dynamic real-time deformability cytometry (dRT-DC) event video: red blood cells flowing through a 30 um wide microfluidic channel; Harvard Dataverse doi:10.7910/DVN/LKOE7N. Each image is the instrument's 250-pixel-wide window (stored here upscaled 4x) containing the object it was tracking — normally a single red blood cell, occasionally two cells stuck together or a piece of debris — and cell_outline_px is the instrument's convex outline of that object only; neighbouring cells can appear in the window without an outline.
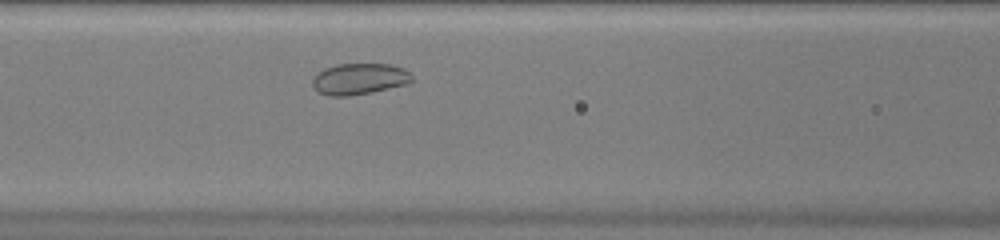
{"species": "common noctule bat (a hibernating species)", "species_latin": "Nyctalus noctula", "temperature_condition": "warm", "stored_images_in_passage": 27, "camera_frame_rate_fps": 3000, "um_per_image_px": 0.085, "animal": {"sex": "female", "body_mass_g": 20.0, "forearm_length_mm": 54.0}, "frame": {"image": 1, "passage_image": 7, "time_ms": 2.0, "image_size_px": [1000, 240], "cell_outline_px": [[412, 80], [404, 84], [372, 92], [348, 96], [328, 96], [320, 92], [312, 84], [312, 80], [324, 68], [336, 64], [392, 64], [404, 68], [412, 76]], "centroid_in_image_um": [30.54, 6.7], "position_along_channel_um": 136.1, "area_um2": 17.86}}
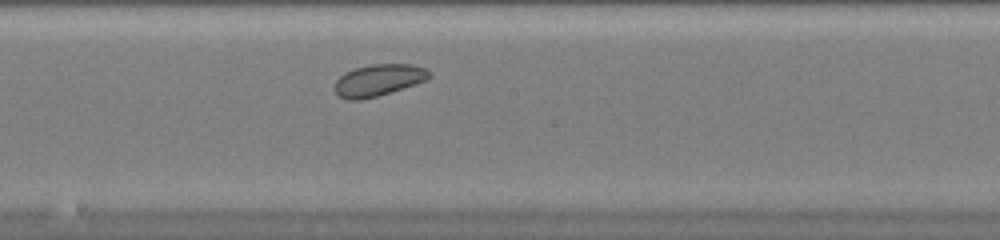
{"frame": {"image": 2, "passage_image": 13, "time_ms": 4.0, "image_size_px": [1000, 240], "cell_outline_px": [[432, 76], [428, 80], [376, 96], [360, 100], [348, 100], [340, 96], [336, 92], [336, 80], [344, 72], [356, 68], [372, 64], [412, 64], [424, 68]], "centroid_in_image_um": [32.18, 6.8], "position_along_channel_um": 216.0, "area_um2": 17.22}}
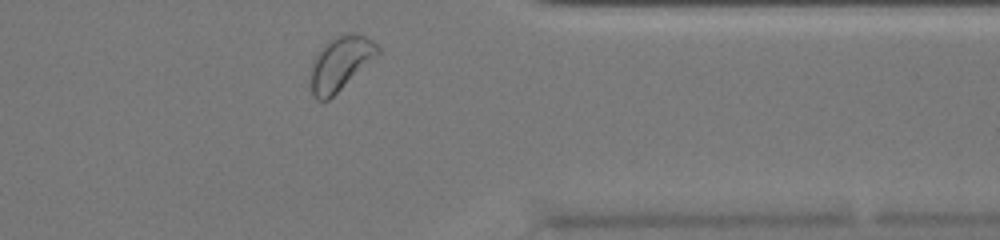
{"frame": {"image": 3, "passage_image": 26, "time_ms": 8.333, "image_size_px": [1000, 240], "cell_outline_px": [[380, 52], [376, 56], [328, 100], [316, 100], [312, 96], [308, 84], [308, 76], [312, 60], [320, 48], [328, 40], [336, 36], [348, 32], [352, 32], [364, 36], [372, 40], [380, 48]], "centroid_in_image_um": [28.85, 5.39], "position_along_channel_um": 382.6, "area_um2": 21.33}}